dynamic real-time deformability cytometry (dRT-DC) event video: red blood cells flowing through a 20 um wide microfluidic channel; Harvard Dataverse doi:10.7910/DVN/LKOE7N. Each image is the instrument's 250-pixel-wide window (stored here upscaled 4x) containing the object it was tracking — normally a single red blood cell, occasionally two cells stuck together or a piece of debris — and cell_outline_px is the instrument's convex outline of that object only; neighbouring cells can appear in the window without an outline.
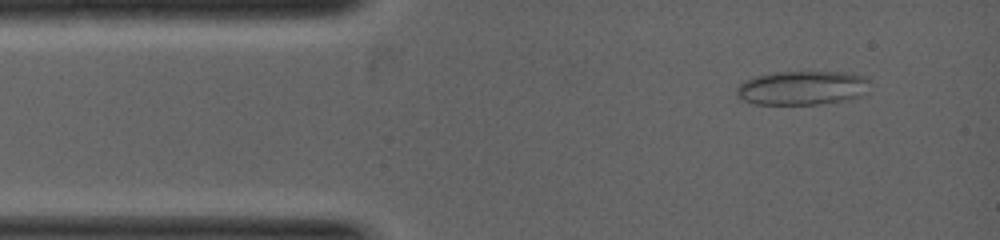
{"species": "common noctule bat (a hibernating species)", "species_latin": "Nyctalus noctula", "temperature_condition": "warm", "stored_images_in_passage": 5, "camera_frame_rate_fps": 5000, "um_per_image_px": 0.085, "animal": {"sex": "female", "body_mass_g": 19.0, "forearm_length_mm": 53.3}, "frame": {"image": 1, "passage_image": 2, "time_ms": 0.2, "image_size_px": [1000, 240], "cell_outline_px": [[868, 92], [852, 100], [820, 104], [756, 104], [744, 100], [736, 96], [736, 88], [744, 80], [752, 76], [776, 72], [844, 72], [864, 76], [868, 80]], "centroid_in_image_um": [68.19, 7.47], "position_along_channel_um": 16.8, "area_um2": 26.76}}
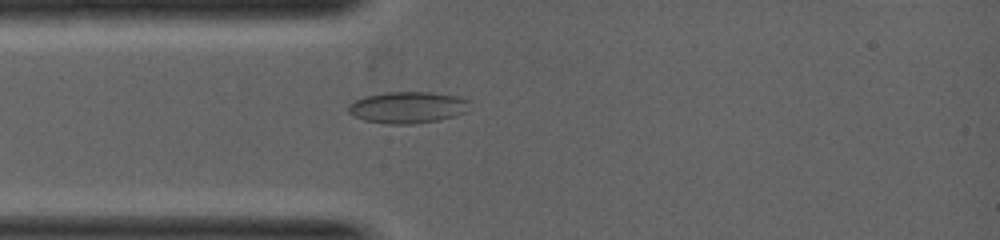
{"frame": {"image": 2, "passage_image": 5, "time_ms": 1.2, "image_size_px": [1000, 240], "cell_outline_px": [[472, 100], [468, 112], [456, 116], [440, 120], [412, 124], [388, 124], [364, 120], [348, 112], [348, 104], [364, 96], [384, 92], [432, 92], [460, 96]], "centroid_in_image_um": [34.73, 9.12], "position_along_channel_um": 50.3, "area_um2": 22.77}}